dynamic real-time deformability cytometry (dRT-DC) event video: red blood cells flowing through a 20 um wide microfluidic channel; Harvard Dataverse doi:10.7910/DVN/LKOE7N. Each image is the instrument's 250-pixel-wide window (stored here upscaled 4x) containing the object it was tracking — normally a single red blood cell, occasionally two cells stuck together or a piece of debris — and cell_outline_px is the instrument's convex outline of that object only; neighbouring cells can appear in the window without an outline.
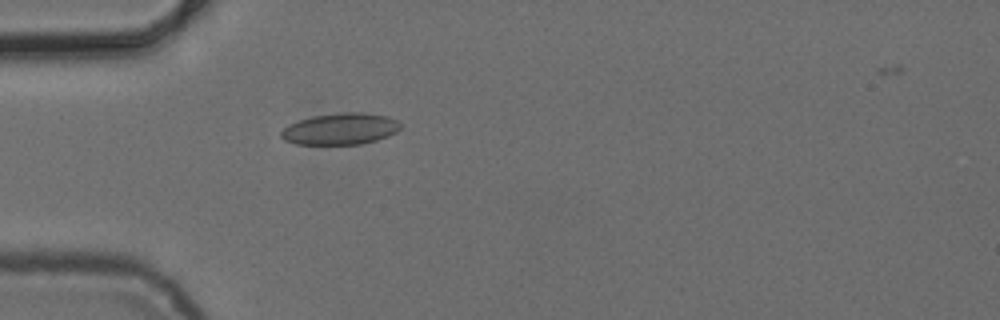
{"species": "common noctule bat (a hibernating species)", "species_latin": "Nyctalus noctula", "temperature_condition": "cold", "stored_images_in_passage": 4, "camera_frame_rate_fps": 3000, "um_per_image_px": 0.085, "animal": {"sex": "female", "body_mass_g": 24.6, "forearm_length_mm": 56.2}, "frame": {"image": 1, "passage_image": 4, "time_ms": 5.0, "image_size_px": [1000, 320], "cell_outline_px": [[400, 128], [396, 132], [388, 136], [376, 140], [360, 144], [296, 144], [284, 140], [280, 136], [280, 132], [288, 124], [312, 116], [344, 112], [360, 112], [388, 116], [396, 120], [400, 124]], "centroid_in_image_um": [28.91, 10.95], "position_along_channel_um": 56.1, "area_um2": 21.85}}